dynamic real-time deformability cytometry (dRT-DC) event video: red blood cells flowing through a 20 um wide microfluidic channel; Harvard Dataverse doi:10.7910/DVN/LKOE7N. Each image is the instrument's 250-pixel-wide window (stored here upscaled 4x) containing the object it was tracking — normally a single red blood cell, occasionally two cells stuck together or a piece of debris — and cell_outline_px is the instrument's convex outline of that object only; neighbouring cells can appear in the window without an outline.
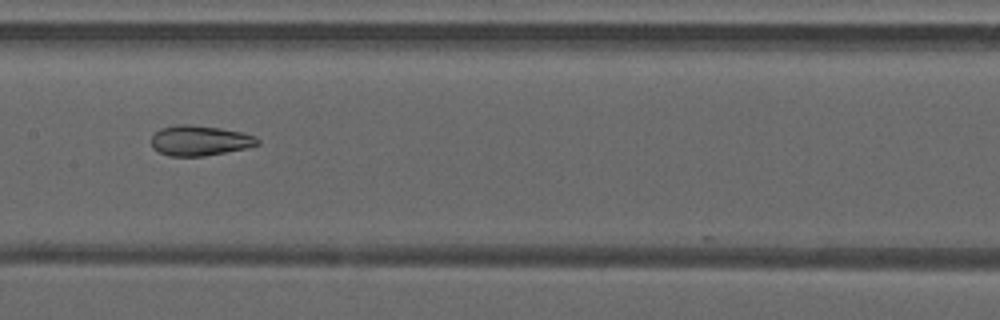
{"species": "common noctule bat (a hibernating species)", "species_latin": "Nyctalus noctula", "temperature_condition": "warm", "stored_images_in_passage": 36, "camera_frame_rate_fps": 3000, "um_per_image_px": 0.085, "animal": {"sex": "male", "forearm_length_mm": 52.5}, "frame": {"image": 1, "passage_image": 12, "time_ms": 3.667, "image_size_px": [1000, 320], "cell_outline_px": [[260, 144], [244, 148], [204, 156], [168, 156], [152, 148], [152, 136], [160, 128], [180, 124], [192, 124], [220, 128], [240, 132], [256, 136], [260, 140]], "centroid_in_image_um": [16.97, 11.94], "position_along_channel_um": 190.4, "area_um2": 18.61}}
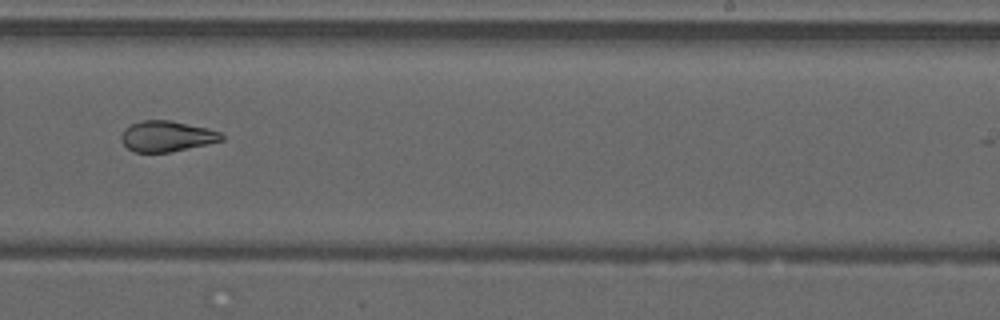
{"frame": {"image": 2, "passage_image": 18, "time_ms": 5.667, "image_size_px": [1000, 320], "cell_outline_px": [[224, 140], [208, 144], [168, 152], [132, 152], [120, 140], [120, 136], [124, 128], [132, 124], [144, 120], [168, 120], [208, 128], [220, 132], [224, 136]], "centroid_in_image_um": [14.16, 11.58], "position_along_channel_um": 274.8, "area_um2": 17.92}}
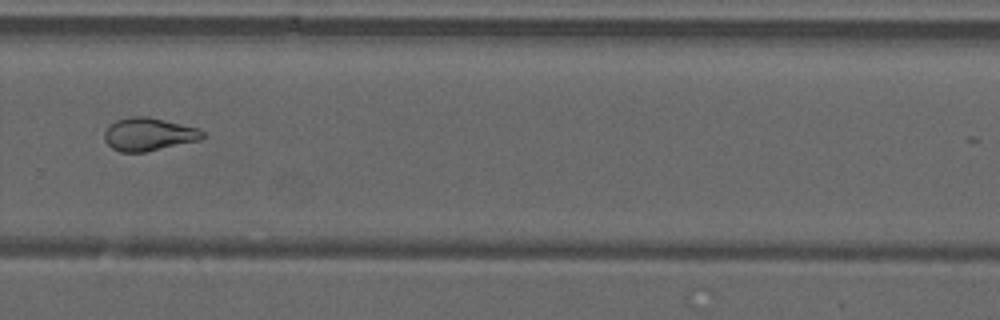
{"frame": {"image": 3, "passage_image": 21, "time_ms": 6.667, "image_size_px": [1000, 320], "cell_outline_px": [[204, 136], [200, 140], [144, 152], [120, 152], [112, 148], [104, 140], [104, 132], [108, 124], [116, 120], [132, 116], [148, 116], [196, 128], [204, 132]], "centroid_in_image_um": [12.58, 11.41], "position_along_channel_um": 317.2, "area_um2": 18.79}, "authors_computed_cell_mechanics": {"area_um2": 19.652, "velocity_mm_per_s": 4.2397, "shape_relaxation_time_tau1_ms": null, "shape_relaxation_time_tau2_ms": 1.9087, "deformation_change_tau1": null, "deformation_change_tau2": 0.0894}}